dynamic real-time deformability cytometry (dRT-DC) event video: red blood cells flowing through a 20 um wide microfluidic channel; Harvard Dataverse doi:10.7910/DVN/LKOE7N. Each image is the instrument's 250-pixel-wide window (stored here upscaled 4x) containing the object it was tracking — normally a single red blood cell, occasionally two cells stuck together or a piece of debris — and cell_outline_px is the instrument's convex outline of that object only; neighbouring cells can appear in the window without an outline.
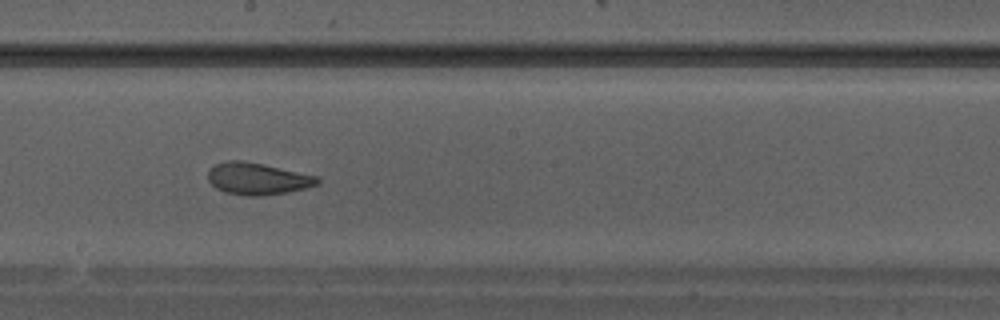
{"species": "Egyptian fruit bat (a non-hibernating species)", "species_latin": "Rousettus aegyptiacus", "temperature_condition": "warm", "stored_images_in_passage": 36, "camera_frame_rate_fps": 3000, "um_per_image_px": 0.085, "animal": {"sex": "male"}, "frame": {"image": 1, "passage_image": 21, "time_ms": 6.667, "image_size_px": [1000, 320], "cell_outline_px": [[320, 184], [288, 192], [260, 196], [248, 196], [224, 192], [216, 188], [208, 180], [208, 168], [216, 164], [228, 160], [240, 160], [264, 164], [320, 176]], "centroid_in_image_um": [21.91, 15.18], "position_along_channel_um": 226.3, "area_um2": 20.58}}